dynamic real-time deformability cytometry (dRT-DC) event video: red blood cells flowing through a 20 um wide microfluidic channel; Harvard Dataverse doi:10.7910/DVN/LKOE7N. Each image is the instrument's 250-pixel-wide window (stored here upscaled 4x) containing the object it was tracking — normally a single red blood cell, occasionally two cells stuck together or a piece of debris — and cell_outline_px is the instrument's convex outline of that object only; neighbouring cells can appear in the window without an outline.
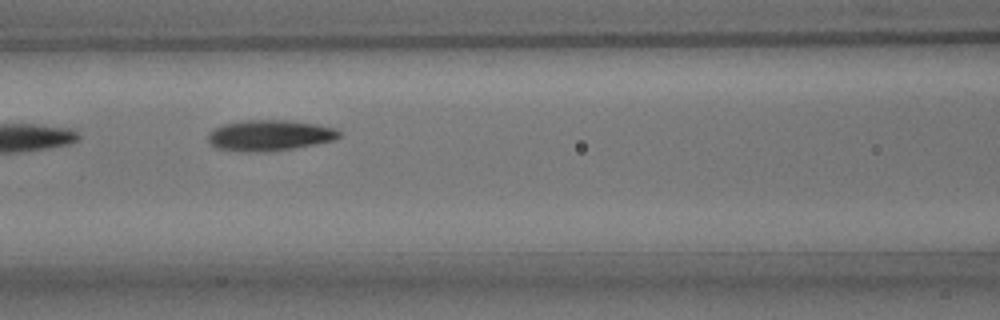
{"species": "common noctule bat (a hibernating species)", "species_latin": "Nyctalus noctula", "temperature_condition": "room temperature", "stored_images_in_passage": 8, "camera_frame_rate_fps": 3000, "um_per_image_px": 0.085, "animal": {"sex": "male", "body_mass_g": 15.6}, "frame": {"image": 1, "passage_image": 4, "time_ms": 3.333, "image_size_px": [1000, 320], "cell_outline_px": [[340, 136], [336, 140], [316, 144], [292, 148], [252, 152], [248, 152], [216, 148], [208, 140], [208, 132], [224, 124], [244, 120], [288, 120], [316, 124], [336, 128], [340, 132]], "centroid_in_image_um": [22.94, 11.49], "position_along_channel_um": 143.7, "area_um2": 23.35}}
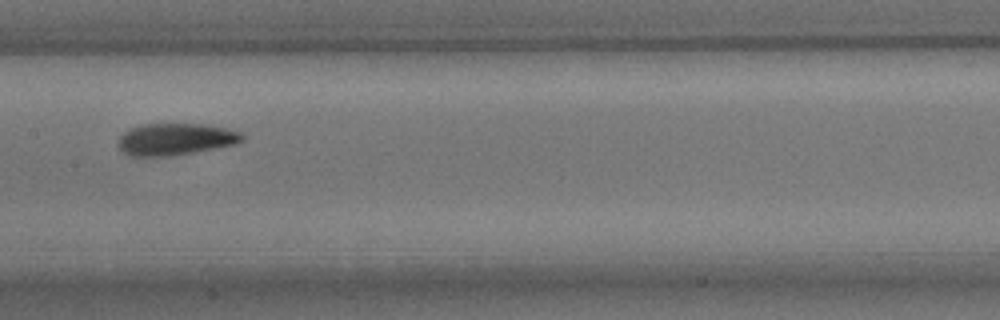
{"frame": {"image": 2, "passage_image": 5, "time_ms": 4.667, "image_size_px": [1000, 320], "cell_outline_px": [[244, 140], [236, 144], [192, 152], [168, 156], [132, 156], [124, 152], [120, 148], [120, 136], [128, 128], [140, 124], [200, 124], [224, 128], [240, 132], [244, 136]], "centroid_in_image_um": [14.91, 11.82], "position_along_channel_um": 192.5, "area_um2": 22.72}}
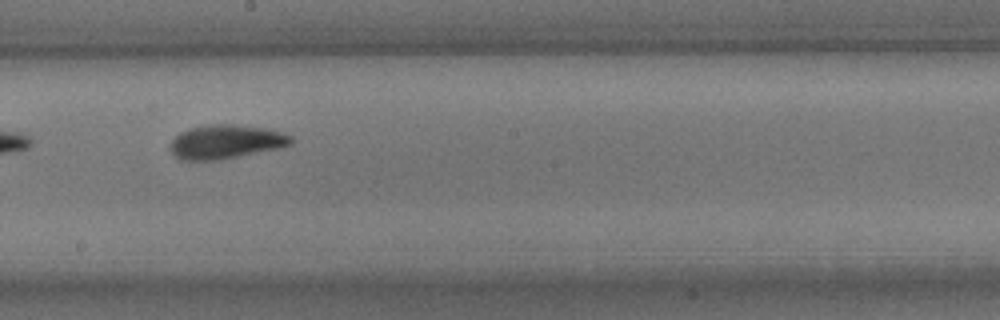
{"frame": {"image": 3, "passage_image": 6, "time_ms": 5.667, "image_size_px": [1000, 320], "cell_outline_px": [[292, 144], [276, 148], [220, 160], [180, 160], [168, 148], [172, 140], [180, 132], [188, 128], [208, 124], [232, 124], [272, 128], [292, 136]], "centroid_in_image_um": [19.18, 12.03], "position_along_channel_um": 229.0, "area_um2": 24.04}}